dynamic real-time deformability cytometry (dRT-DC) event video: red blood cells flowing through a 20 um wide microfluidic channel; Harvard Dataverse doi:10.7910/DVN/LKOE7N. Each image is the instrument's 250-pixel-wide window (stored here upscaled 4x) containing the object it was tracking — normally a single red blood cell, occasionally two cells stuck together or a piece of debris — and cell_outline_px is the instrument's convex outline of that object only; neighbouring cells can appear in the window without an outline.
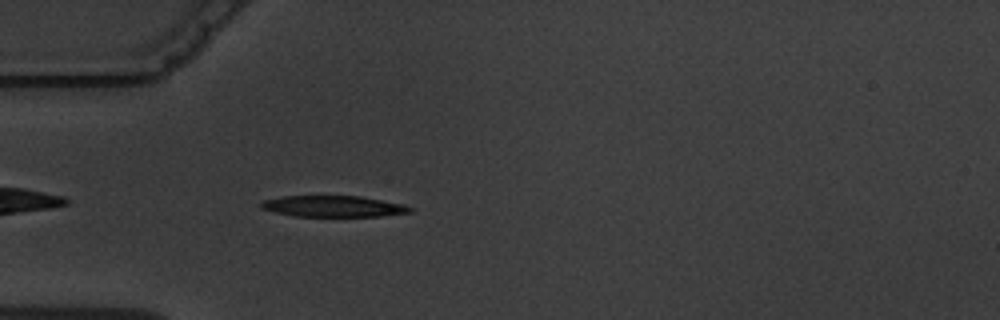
{"species": "common noctule bat (a hibernating species)", "species_latin": "Nyctalus noctula", "temperature_condition": "warm", "stored_images_in_passage": 4, "camera_frame_rate_fps": 3000, "um_per_image_px": 0.085, "animal": {"sex": "male", "body_mass_g": 19.5, "forearm_length_mm": 54.6}, "frame": {"image": 1, "passage_image": 4, "time_ms": 3.667, "image_size_px": [1000, 320], "cell_outline_px": [[412, 212], [380, 216], [296, 216], [276, 212], [260, 208], [260, 204], [264, 200], [280, 196], [360, 196], [404, 204], [412, 208]], "centroid_in_image_um": [28.34, 17.53], "position_along_channel_um": 56.7, "area_um2": 18.26}}